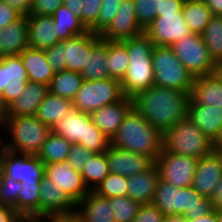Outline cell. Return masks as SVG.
Listing matches in <instances>:
<instances>
[{"mask_svg": "<svg viewBox=\"0 0 222 222\" xmlns=\"http://www.w3.org/2000/svg\"><path fill=\"white\" fill-rule=\"evenodd\" d=\"M131 100L132 108L162 134L188 117L190 95L178 89L153 85Z\"/></svg>", "mask_w": 222, "mask_h": 222, "instance_id": "obj_1", "label": "cell"}, {"mask_svg": "<svg viewBox=\"0 0 222 222\" xmlns=\"http://www.w3.org/2000/svg\"><path fill=\"white\" fill-rule=\"evenodd\" d=\"M111 145L143 154L155 162L163 149V134L132 108L111 139Z\"/></svg>", "mask_w": 222, "mask_h": 222, "instance_id": "obj_2", "label": "cell"}, {"mask_svg": "<svg viewBox=\"0 0 222 222\" xmlns=\"http://www.w3.org/2000/svg\"><path fill=\"white\" fill-rule=\"evenodd\" d=\"M121 42L125 45L129 56V66L121 81V87L123 95L131 98L135 93L154 85L151 59L154 44L145 33Z\"/></svg>", "mask_w": 222, "mask_h": 222, "instance_id": "obj_3", "label": "cell"}, {"mask_svg": "<svg viewBox=\"0 0 222 222\" xmlns=\"http://www.w3.org/2000/svg\"><path fill=\"white\" fill-rule=\"evenodd\" d=\"M7 128L11 142L1 146L15 153L37 156L45 143L47 136L51 133L48 125L43 124L35 115L4 117L2 122Z\"/></svg>", "mask_w": 222, "mask_h": 222, "instance_id": "obj_4", "label": "cell"}, {"mask_svg": "<svg viewBox=\"0 0 222 222\" xmlns=\"http://www.w3.org/2000/svg\"><path fill=\"white\" fill-rule=\"evenodd\" d=\"M50 129L52 134L82 145L94 154L105 152L111 145V140L92 122L90 114L77 109Z\"/></svg>", "mask_w": 222, "mask_h": 222, "instance_id": "obj_5", "label": "cell"}, {"mask_svg": "<svg viewBox=\"0 0 222 222\" xmlns=\"http://www.w3.org/2000/svg\"><path fill=\"white\" fill-rule=\"evenodd\" d=\"M163 148L170 153L197 159L213 151L212 141L188 117L163 134Z\"/></svg>", "mask_w": 222, "mask_h": 222, "instance_id": "obj_6", "label": "cell"}, {"mask_svg": "<svg viewBox=\"0 0 222 222\" xmlns=\"http://www.w3.org/2000/svg\"><path fill=\"white\" fill-rule=\"evenodd\" d=\"M151 59L154 85L178 89L190 95L194 77L178 60L170 46L154 45Z\"/></svg>", "mask_w": 222, "mask_h": 222, "instance_id": "obj_7", "label": "cell"}, {"mask_svg": "<svg viewBox=\"0 0 222 222\" xmlns=\"http://www.w3.org/2000/svg\"><path fill=\"white\" fill-rule=\"evenodd\" d=\"M44 51L55 73L63 70L81 72L91 54V31L60 41Z\"/></svg>", "mask_w": 222, "mask_h": 222, "instance_id": "obj_8", "label": "cell"}, {"mask_svg": "<svg viewBox=\"0 0 222 222\" xmlns=\"http://www.w3.org/2000/svg\"><path fill=\"white\" fill-rule=\"evenodd\" d=\"M123 97L121 82L116 79L84 80L72 103L77 110L91 114Z\"/></svg>", "mask_w": 222, "mask_h": 222, "instance_id": "obj_9", "label": "cell"}, {"mask_svg": "<svg viewBox=\"0 0 222 222\" xmlns=\"http://www.w3.org/2000/svg\"><path fill=\"white\" fill-rule=\"evenodd\" d=\"M170 47L194 78L215 73L220 69L210 56L201 34L193 33Z\"/></svg>", "mask_w": 222, "mask_h": 222, "instance_id": "obj_10", "label": "cell"}, {"mask_svg": "<svg viewBox=\"0 0 222 222\" xmlns=\"http://www.w3.org/2000/svg\"><path fill=\"white\" fill-rule=\"evenodd\" d=\"M45 164L37 156L15 153L0 148V177H13L17 182L40 184Z\"/></svg>", "mask_w": 222, "mask_h": 222, "instance_id": "obj_11", "label": "cell"}, {"mask_svg": "<svg viewBox=\"0 0 222 222\" xmlns=\"http://www.w3.org/2000/svg\"><path fill=\"white\" fill-rule=\"evenodd\" d=\"M197 158L167 152L164 148L155 161L160 179L179 188L192 186Z\"/></svg>", "mask_w": 222, "mask_h": 222, "instance_id": "obj_12", "label": "cell"}, {"mask_svg": "<svg viewBox=\"0 0 222 222\" xmlns=\"http://www.w3.org/2000/svg\"><path fill=\"white\" fill-rule=\"evenodd\" d=\"M144 33L156 46H171L193 34L182 12L162 13V16H157Z\"/></svg>", "mask_w": 222, "mask_h": 222, "instance_id": "obj_13", "label": "cell"}, {"mask_svg": "<svg viewBox=\"0 0 222 222\" xmlns=\"http://www.w3.org/2000/svg\"><path fill=\"white\" fill-rule=\"evenodd\" d=\"M45 176L56 186H60L75 204H78L90 191L84 183L81 172L72 169L68 159L45 164Z\"/></svg>", "mask_w": 222, "mask_h": 222, "instance_id": "obj_14", "label": "cell"}, {"mask_svg": "<svg viewBox=\"0 0 222 222\" xmlns=\"http://www.w3.org/2000/svg\"><path fill=\"white\" fill-rule=\"evenodd\" d=\"M135 10L134 0H122L116 16L100 37L108 41H122L144 33L138 24Z\"/></svg>", "mask_w": 222, "mask_h": 222, "instance_id": "obj_15", "label": "cell"}, {"mask_svg": "<svg viewBox=\"0 0 222 222\" xmlns=\"http://www.w3.org/2000/svg\"><path fill=\"white\" fill-rule=\"evenodd\" d=\"M109 173L131 177L149 169L155 162L139 153L119 149L113 145L105 151Z\"/></svg>", "mask_w": 222, "mask_h": 222, "instance_id": "obj_16", "label": "cell"}, {"mask_svg": "<svg viewBox=\"0 0 222 222\" xmlns=\"http://www.w3.org/2000/svg\"><path fill=\"white\" fill-rule=\"evenodd\" d=\"M131 109V98L124 96L116 103L105 105L100 109L94 110L90 114V117L101 132L111 140Z\"/></svg>", "mask_w": 222, "mask_h": 222, "instance_id": "obj_17", "label": "cell"}, {"mask_svg": "<svg viewBox=\"0 0 222 222\" xmlns=\"http://www.w3.org/2000/svg\"><path fill=\"white\" fill-rule=\"evenodd\" d=\"M221 177L220 160L217 154L212 151L198 159L192 187L203 197L211 198Z\"/></svg>", "mask_w": 222, "mask_h": 222, "instance_id": "obj_18", "label": "cell"}, {"mask_svg": "<svg viewBox=\"0 0 222 222\" xmlns=\"http://www.w3.org/2000/svg\"><path fill=\"white\" fill-rule=\"evenodd\" d=\"M190 98L200 105L222 109V73H215L194 78Z\"/></svg>", "mask_w": 222, "mask_h": 222, "instance_id": "obj_19", "label": "cell"}, {"mask_svg": "<svg viewBox=\"0 0 222 222\" xmlns=\"http://www.w3.org/2000/svg\"><path fill=\"white\" fill-rule=\"evenodd\" d=\"M29 47L28 22L21 16L15 22L0 29V57L19 56Z\"/></svg>", "mask_w": 222, "mask_h": 222, "instance_id": "obj_20", "label": "cell"}, {"mask_svg": "<svg viewBox=\"0 0 222 222\" xmlns=\"http://www.w3.org/2000/svg\"><path fill=\"white\" fill-rule=\"evenodd\" d=\"M40 216L51 213H67L76 210V204L46 176L40 186Z\"/></svg>", "mask_w": 222, "mask_h": 222, "instance_id": "obj_21", "label": "cell"}, {"mask_svg": "<svg viewBox=\"0 0 222 222\" xmlns=\"http://www.w3.org/2000/svg\"><path fill=\"white\" fill-rule=\"evenodd\" d=\"M76 211L80 222H115L109 198L90 190L88 194L76 204Z\"/></svg>", "mask_w": 222, "mask_h": 222, "instance_id": "obj_22", "label": "cell"}, {"mask_svg": "<svg viewBox=\"0 0 222 222\" xmlns=\"http://www.w3.org/2000/svg\"><path fill=\"white\" fill-rule=\"evenodd\" d=\"M48 92V85L28 81L20 96L7 106L5 117L36 115Z\"/></svg>", "mask_w": 222, "mask_h": 222, "instance_id": "obj_23", "label": "cell"}, {"mask_svg": "<svg viewBox=\"0 0 222 222\" xmlns=\"http://www.w3.org/2000/svg\"><path fill=\"white\" fill-rule=\"evenodd\" d=\"M159 179L160 173L154 163L146 171L127 178V196L141 205L151 204Z\"/></svg>", "mask_w": 222, "mask_h": 222, "instance_id": "obj_24", "label": "cell"}, {"mask_svg": "<svg viewBox=\"0 0 222 222\" xmlns=\"http://www.w3.org/2000/svg\"><path fill=\"white\" fill-rule=\"evenodd\" d=\"M27 17L29 47L45 50L58 44L52 16L29 14Z\"/></svg>", "mask_w": 222, "mask_h": 222, "instance_id": "obj_25", "label": "cell"}, {"mask_svg": "<svg viewBox=\"0 0 222 222\" xmlns=\"http://www.w3.org/2000/svg\"><path fill=\"white\" fill-rule=\"evenodd\" d=\"M107 51L108 40L101 38L99 34L91 32V54L80 72L84 80L109 78Z\"/></svg>", "mask_w": 222, "mask_h": 222, "instance_id": "obj_26", "label": "cell"}, {"mask_svg": "<svg viewBox=\"0 0 222 222\" xmlns=\"http://www.w3.org/2000/svg\"><path fill=\"white\" fill-rule=\"evenodd\" d=\"M188 118L213 141L222 128V109L196 104L191 98L188 103Z\"/></svg>", "mask_w": 222, "mask_h": 222, "instance_id": "obj_27", "label": "cell"}, {"mask_svg": "<svg viewBox=\"0 0 222 222\" xmlns=\"http://www.w3.org/2000/svg\"><path fill=\"white\" fill-rule=\"evenodd\" d=\"M19 56L27 71L29 82L50 84L55 72L48 64L44 50L28 47Z\"/></svg>", "mask_w": 222, "mask_h": 222, "instance_id": "obj_28", "label": "cell"}, {"mask_svg": "<svg viewBox=\"0 0 222 222\" xmlns=\"http://www.w3.org/2000/svg\"><path fill=\"white\" fill-rule=\"evenodd\" d=\"M76 108L71 100L61 98L48 92L38 107L36 117L50 128L65 116H69Z\"/></svg>", "mask_w": 222, "mask_h": 222, "instance_id": "obj_29", "label": "cell"}, {"mask_svg": "<svg viewBox=\"0 0 222 222\" xmlns=\"http://www.w3.org/2000/svg\"><path fill=\"white\" fill-rule=\"evenodd\" d=\"M214 210L211 198L203 197L192 186L180 188V214H184L186 220H194Z\"/></svg>", "mask_w": 222, "mask_h": 222, "instance_id": "obj_30", "label": "cell"}, {"mask_svg": "<svg viewBox=\"0 0 222 222\" xmlns=\"http://www.w3.org/2000/svg\"><path fill=\"white\" fill-rule=\"evenodd\" d=\"M51 16L59 41H66L67 39L89 32L81 22V19L69 11L64 4Z\"/></svg>", "mask_w": 222, "mask_h": 222, "instance_id": "obj_31", "label": "cell"}, {"mask_svg": "<svg viewBox=\"0 0 222 222\" xmlns=\"http://www.w3.org/2000/svg\"><path fill=\"white\" fill-rule=\"evenodd\" d=\"M83 81L84 79L80 72L69 70L59 71L51 79L48 90L54 95L72 101L81 88Z\"/></svg>", "mask_w": 222, "mask_h": 222, "instance_id": "obj_32", "label": "cell"}, {"mask_svg": "<svg viewBox=\"0 0 222 222\" xmlns=\"http://www.w3.org/2000/svg\"><path fill=\"white\" fill-rule=\"evenodd\" d=\"M39 186L40 184H25L21 182V189L18 192V203L14 208L26 222H31L40 216Z\"/></svg>", "mask_w": 222, "mask_h": 222, "instance_id": "obj_33", "label": "cell"}, {"mask_svg": "<svg viewBox=\"0 0 222 222\" xmlns=\"http://www.w3.org/2000/svg\"><path fill=\"white\" fill-rule=\"evenodd\" d=\"M182 14L191 32L197 34L204 31L213 16L203 0H185Z\"/></svg>", "mask_w": 222, "mask_h": 222, "instance_id": "obj_34", "label": "cell"}, {"mask_svg": "<svg viewBox=\"0 0 222 222\" xmlns=\"http://www.w3.org/2000/svg\"><path fill=\"white\" fill-rule=\"evenodd\" d=\"M152 204L164 215L180 214V188L159 179Z\"/></svg>", "mask_w": 222, "mask_h": 222, "instance_id": "obj_35", "label": "cell"}, {"mask_svg": "<svg viewBox=\"0 0 222 222\" xmlns=\"http://www.w3.org/2000/svg\"><path fill=\"white\" fill-rule=\"evenodd\" d=\"M107 61L109 78L121 82L129 66L127 49L121 41H108Z\"/></svg>", "mask_w": 222, "mask_h": 222, "instance_id": "obj_36", "label": "cell"}, {"mask_svg": "<svg viewBox=\"0 0 222 222\" xmlns=\"http://www.w3.org/2000/svg\"><path fill=\"white\" fill-rule=\"evenodd\" d=\"M71 146L72 143L67 139L50 133L37 154V157L42 160L44 164L62 162L68 158Z\"/></svg>", "mask_w": 222, "mask_h": 222, "instance_id": "obj_37", "label": "cell"}, {"mask_svg": "<svg viewBox=\"0 0 222 222\" xmlns=\"http://www.w3.org/2000/svg\"><path fill=\"white\" fill-rule=\"evenodd\" d=\"M201 36L213 61L222 67V16L213 15Z\"/></svg>", "mask_w": 222, "mask_h": 222, "instance_id": "obj_38", "label": "cell"}, {"mask_svg": "<svg viewBox=\"0 0 222 222\" xmlns=\"http://www.w3.org/2000/svg\"><path fill=\"white\" fill-rule=\"evenodd\" d=\"M81 174L87 188L89 190H95V188L109 174L105 152L94 154L89 160H87L86 166L81 171Z\"/></svg>", "mask_w": 222, "mask_h": 222, "instance_id": "obj_39", "label": "cell"}, {"mask_svg": "<svg viewBox=\"0 0 222 222\" xmlns=\"http://www.w3.org/2000/svg\"><path fill=\"white\" fill-rule=\"evenodd\" d=\"M115 222H132L141 206L129 196L109 198Z\"/></svg>", "mask_w": 222, "mask_h": 222, "instance_id": "obj_40", "label": "cell"}, {"mask_svg": "<svg viewBox=\"0 0 222 222\" xmlns=\"http://www.w3.org/2000/svg\"><path fill=\"white\" fill-rule=\"evenodd\" d=\"M94 191L107 198L127 196V177L109 173Z\"/></svg>", "mask_w": 222, "mask_h": 222, "instance_id": "obj_41", "label": "cell"}, {"mask_svg": "<svg viewBox=\"0 0 222 222\" xmlns=\"http://www.w3.org/2000/svg\"><path fill=\"white\" fill-rule=\"evenodd\" d=\"M162 0H134L135 14L139 26L146 30L158 16Z\"/></svg>", "mask_w": 222, "mask_h": 222, "instance_id": "obj_42", "label": "cell"}, {"mask_svg": "<svg viewBox=\"0 0 222 222\" xmlns=\"http://www.w3.org/2000/svg\"><path fill=\"white\" fill-rule=\"evenodd\" d=\"M21 182L13 177H0V204L14 207L18 203Z\"/></svg>", "mask_w": 222, "mask_h": 222, "instance_id": "obj_43", "label": "cell"}, {"mask_svg": "<svg viewBox=\"0 0 222 222\" xmlns=\"http://www.w3.org/2000/svg\"><path fill=\"white\" fill-rule=\"evenodd\" d=\"M82 23L91 32L97 34V20L103 0H83Z\"/></svg>", "mask_w": 222, "mask_h": 222, "instance_id": "obj_44", "label": "cell"}, {"mask_svg": "<svg viewBox=\"0 0 222 222\" xmlns=\"http://www.w3.org/2000/svg\"><path fill=\"white\" fill-rule=\"evenodd\" d=\"M122 0H103L97 20V34H101L116 16Z\"/></svg>", "mask_w": 222, "mask_h": 222, "instance_id": "obj_45", "label": "cell"}, {"mask_svg": "<svg viewBox=\"0 0 222 222\" xmlns=\"http://www.w3.org/2000/svg\"><path fill=\"white\" fill-rule=\"evenodd\" d=\"M93 155V152L87 150L82 145L72 144L67 159L71 164L72 169L81 172L86 166L87 160H89Z\"/></svg>", "mask_w": 222, "mask_h": 222, "instance_id": "obj_46", "label": "cell"}, {"mask_svg": "<svg viewBox=\"0 0 222 222\" xmlns=\"http://www.w3.org/2000/svg\"><path fill=\"white\" fill-rule=\"evenodd\" d=\"M6 66H9L10 82H28L27 71L20 56H6Z\"/></svg>", "mask_w": 222, "mask_h": 222, "instance_id": "obj_47", "label": "cell"}, {"mask_svg": "<svg viewBox=\"0 0 222 222\" xmlns=\"http://www.w3.org/2000/svg\"><path fill=\"white\" fill-rule=\"evenodd\" d=\"M164 214L152 203L140 206L132 222H163Z\"/></svg>", "mask_w": 222, "mask_h": 222, "instance_id": "obj_48", "label": "cell"}, {"mask_svg": "<svg viewBox=\"0 0 222 222\" xmlns=\"http://www.w3.org/2000/svg\"><path fill=\"white\" fill-rule=\"evenodd\" d=\"M62 5L63 0H33L30 14L51 16Z\"/></svg>", "mask_w": 222, "mask_h": 222, "instance_id": "obj_49", "label": "cell"}, {"mask_svg": "<svg viewBox=\"0 0 222 222\" xmlns=\"http://www.w3.org/2000/svg\"><path fill=\"white\" fill-rule=\"evenodd\" d=\"M31 222H80L77 211L67 213H51L43 216H38Z\"/></svg>", "mask_w": 222, "mask_h": 222, "instance_id": "obj_50", "label": "cell"}, {"mask_svg": "<svg viewBox=\"0 0 222 222\" xmlns=\"http://www.w3.org/2000/svg\"><path fill=\"white\" fill-rule=\"evenodd\" d=\"M28 82H10L5 90L3 91L2 98L6 106L12 103L15 99L20 96V93L23 92Z\"/></svg>", "mask_w": 222, "mask_h": 222, "instance_id": "obj_51", "label": "cell"}, {"mask_svg": "<svg viewBox=\"0 0 222 222\" xmlns=\"http://www.w3.org/2000/svg\"><path fill=\"white\" fill-rule=\"evenodd\" d=\"M22 15L0 0V29L18 20Z\"/></svg>", "mask_w": 222, "mask_h": 222, "instance_id": "obj_52", "label": "cell"}, {"mask_svg": "<svg viewBox=\"0 0 222 222\" xmlns=\"http://www.w3.org/2000/svg\"><path fill=\"white\" fill-rule=\"evenodd\" d=\"M0 222H26V220L14 207L0 204Z\"/></svg>", "mask_w": 222, "mask_h": 222, "instance_id": "obj_53", "label": "cell"}, {"mask_svg": "<svg viewBox=\"0 0 222 222\" xmlns=\"http://www.w3.org/2000/svg\"><path fill=\"white\" fill-rule=\"evenodd\" d=\"M184 1L185 0H162L158 16H162V13L182 12Z\"/></svg>", "mask_w": 222, "mask_h": 222, "instance_id": "obj_54", "label": "cell"}, {"mask_svg": "<svg viewBox=\"0 0 222 222\" xmlns=\"http://www.w3.org/2000/svg\"><path fill=\"white\" fill-rule=\"evenodd\" d=\"M8 6L15 9L22 16H28L30 14L31 2L33 0H2Z\"/></svg>", "mask_w": 222, "mask_h": 222, "instance_id": "obj_55", "label": "cell"}, {"mask_svg": "<svg viewBox=\"0 0 222 222\" xmlns=\"http://www.w3.org/2000/svg\"><path fill=\"white\" fill-rule=\"evenodd\" d=\"M10 83L9 66H6V56L0 57V94Z\"/></svg>", "mask_w": 222, "mask_h": 222, "instance_id": "obj_56", "label": "cell"}, {"mask_svg": "<svg viewBox=\"0 0 222 222\" xmlns=\"http://www.w3.org/2000/svg\"><path fill=\"white\" fill-rule=\"evenodd\" d=\"M63 4L75 16L79 17L82 22V10H83V5H84L83 0H63Z\"/></svg>", "mask_w": 222, "mask_h": 222, "instance_id": "obj_57", "label": "cell"}, {"mask_svg": "<svg viewBox=\"0 0 222 222\" xmlns=\"http://www.w3.org/2000/svg\"><path fill=\"white\" fill-rule=\"evenodd\" d=\"M211 199L213 201L214 209L222 208V177L219 179V182L214 189Z\"/></svg>", "mask_w": 222, "mask_h": 222, "instance_id": "obj_58", "label": "cell"}, {"mask_svg": "<svg viewBox=\"0 0 222 222\" xmlns=\"http://www.w3.org/2000/svg\"><path fill=\"white\" fill-rule=\"evenodd\" d=\"M211 10L212 15L222 16V0H203Z\"/></svg>", "mask_w": 222, "mask_h": 222, "instance_id": "obj_59", "label": "cell"}, {"mask_svg": "<svg viewBox=\"0 0 222 222\" xmlns=\"http://www.w3.org/2000/svg\"><path fill=\"white\" fill-rule=\"evenodd\" d=\"M186 222H218L216 210L209 213L208 215L196 218L194 220H186Z\"/></svg>", "mask_w": 222, "mask_h": 222, "instance_id": "obj_60", "label": "cell"}, {"mask_svg": "<svg viewBox=\"0 0 222 222\" xmlns=\"http://www.w3.org/2000/svg\"><path fill=\"white\" fill-rule=\"evenodd\" d=\"M163 222H186L184 214H166L163 218Z\"/></svg>", "mask_w": 222, "mask_h": 222, "instance_id": "obj_61", "label": "cell"}, {"mask_svg": "<svg viewBox=\"0 0 222 222\" xmlns=\"http://www.w3.org/2000/svg\"><path fill=\"white\" fill-rule=\"evenodd\" d=\"M7 112V106L3 101L2 95L0 94V126L2 127V122Z\"/></svg>", "mask_w": 222, "mask_h": 222, "instance_id": "obj_62", "label": "cell"}, {"mask_svg": "<svg viewBox=\"0 0 222 222\" xmlns=\"http://www.w3.org/2000/svg\"><path fill=\"white\" fill-rule=\"evenodd\" d=\"M212 146H213V149L215 147H220L222 148V128L221 130L219 131L218 135L216 136V138L212 141Z\"/></svg>", "mask_w": 222, "mask_h": 222, "instance_id": "obj_63", "label": "cell"}, {"mask_svg": "<svg viewBox=\"0 0 222 222\" xmlns=\"http://www.w3.org/2000/svg\"><path fill=\"white\" fill-rule=\"evenodd\" d=\"M213 151L217 154L219 160H220V163H221V166H222V148L220 147H215L213 149Z\"/></svg>", "mask_w": 222, "mask_h": 222, "instance_id": "obj_64", "label": "cell"}, {"mask_svg": "<svg viewBox=\"0 0 222 222\" xmlns=\"http://www.w3.org/2000/svg\"><path fill=\"white\" fill-rule=\"evenodd\" d=\"M215 210H216V215H217L218 222H222V208L215 209Z\"/></svg>", "mask_w": 222, "mask_h": 222, "instance_id": "obj_65", "label": "cell"}]
</instances>
